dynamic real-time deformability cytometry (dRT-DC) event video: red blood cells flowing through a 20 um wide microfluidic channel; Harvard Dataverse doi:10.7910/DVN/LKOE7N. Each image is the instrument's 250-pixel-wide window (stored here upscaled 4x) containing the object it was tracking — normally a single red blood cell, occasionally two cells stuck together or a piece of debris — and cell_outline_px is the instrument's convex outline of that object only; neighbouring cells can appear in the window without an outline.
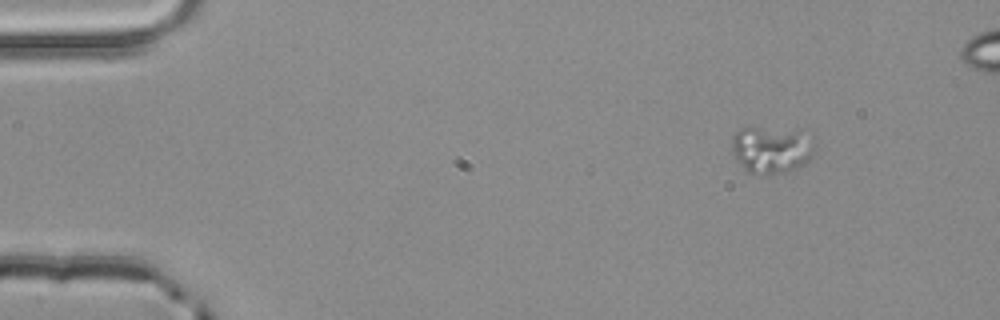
{"species": "common noctule bat (a hibernating species)", "species_latin": "Nyctalus noctula", "temperature_condition": "room temperature", "stored_images_in_passage": 4, "camera_frame_rate_fps": 3000, "um_per_image_px": 0.085, "animal": {"sex": "male", "body_mass_g": 20.4}, "frame": {"image": 1, "passage_image": 1, "time_ms": 0.0, "image_size_px": [1000, 320], "cell_outline_px": [[820, 148], [808, 160], [792, 168], [776, 172], [748, 172], [736, 160], [732, 148], [732, 132], [740, 128], [804, 128]], "centroid_in_image_um": [65.64, 12.61], "position_along_channel_um": 19.4, "area_um2": 22.95}}